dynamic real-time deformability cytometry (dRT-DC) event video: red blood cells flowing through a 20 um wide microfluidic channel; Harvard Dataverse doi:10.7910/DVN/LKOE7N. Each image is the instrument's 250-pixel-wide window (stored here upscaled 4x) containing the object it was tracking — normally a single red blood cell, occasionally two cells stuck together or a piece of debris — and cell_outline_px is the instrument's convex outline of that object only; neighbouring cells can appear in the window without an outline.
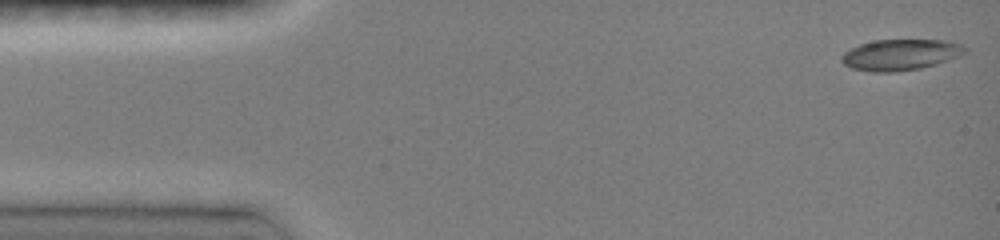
{"species": "common noctule bat (a hibernating species)", "species_latin": "Nyctalus noctula", "temperature_condition": "room temperature", "stored_images_in_passage": 46, "camera_frame_rate_fps": 3000, "um_per_image_px": 0.085, "animal": {"sex": "female", "body_mass_g": 19.0, "forearm_length_mm": 51.5}, "frame": {"image": 1, "passage_image": 1, "time_ms": 0.0, "image_size_px": [1000, 240], "cell_outline_px": [[968, 52], [960, 56], [936, 64], [920, 68], [896, 72], [872, 72], [852, 68], [844, 64], [840, 60], [840, 56], [844, 52], [860, 44], [876, 40], [944, 40], [960, 44], [968, 48]], "centroid_in_image_um": [76.55, 4.65], "position_along_channel_um": 8.4, "area_um2": 22.37}}
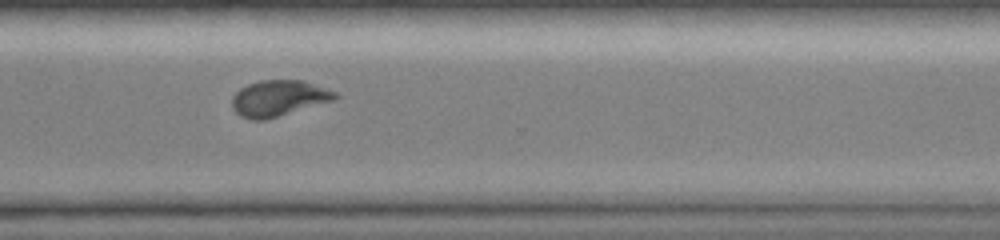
{"frame": {"image": 2, "passage_image": 34, "time_ms": 11.0, "image_size_px": [1000, 240], "cell_outline_px": [[340, 96], [332, 100], [264, 120], [252, 120], [240, 116], [232, 108], [232, 96], [240, 88], [248, 84], [260, 80], [304, 80], [336, 92]], "centroid_in_image_um": [23.64, 8.34], "position_along_channel_um": 347.0, "area_um2": 21.39}}
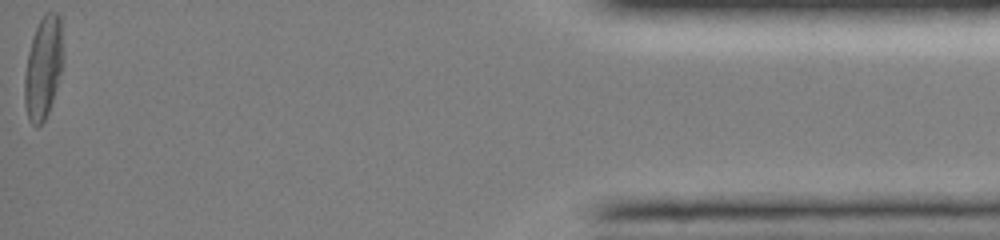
{"frame": {"image": 3, "passage_image": 46, "time_ms": 15.0, "image_size_px": [1000, 240], "cell_outline_px": [[64, 60], [56, 88], [48, 112], [44, 120], [36, 128], [28, 120], [24, 104], [24, 76], [28, 52], [36, 28], [44, 12], [56, 12], [60, 16], [64, 56]], "centroid_in_image_um": [3.68, 5.74], "position_along_channel_um": 431.5, "area_um2": 23.18}, "authors_computed_cell_mechanics": {"area_um2": 22.1374, "velocity_mm_per_s": 4.1197, "shape_relaxation_time_tau1_ms": 4.4834, "shape_relaxation_time_tau2_ms": 2.7247, "deformation_change_tau1": 0.201, "deformation_change_tau2": 0.0593}}